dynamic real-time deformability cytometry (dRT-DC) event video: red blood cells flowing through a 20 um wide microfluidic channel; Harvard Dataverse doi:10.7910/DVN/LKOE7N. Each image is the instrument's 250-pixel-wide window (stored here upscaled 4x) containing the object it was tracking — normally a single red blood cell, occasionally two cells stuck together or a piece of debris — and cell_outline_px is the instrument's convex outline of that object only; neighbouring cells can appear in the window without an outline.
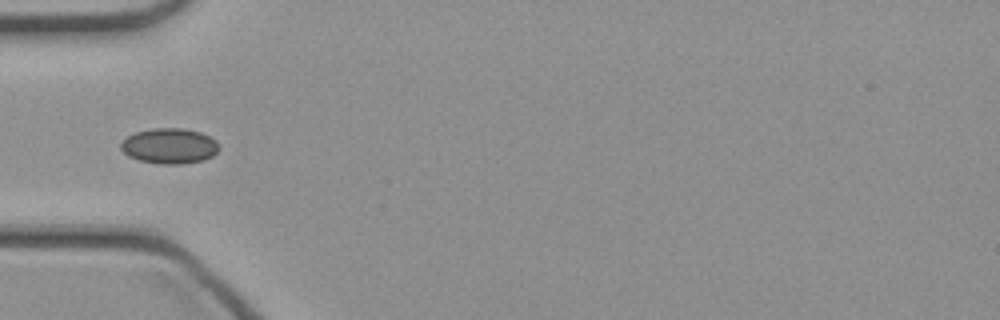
{"species": "common noctule bat (a hibernating species)", "species_latin": "Nyctalus noctula", "temperature_condition": "cold", "stored_images_in_passage": 33, "camera_frame_rate_fps": 3000, "um_per_image_px": 0.085, "animal": {"sex": "female", "body_mass_g": 21.9}, "frame": {"image": 1, "passage_image": 1, "time_ms": 0.0, "image_size_px": [1000, 320], "cell_outline_px": [[220, 148], [212, 156], [204, 160], [184, 164], [160, 164], [140, 160], [128, 156], [120, 148], [120, 144], [128, 136], [136, 132], [152, 128], [184, 128], [200, 132], [216, 140]], "centroid_in_image_um": [14.42, 12.41], "position_along_channel_um": 70.6, "area_um2": 20.29}}
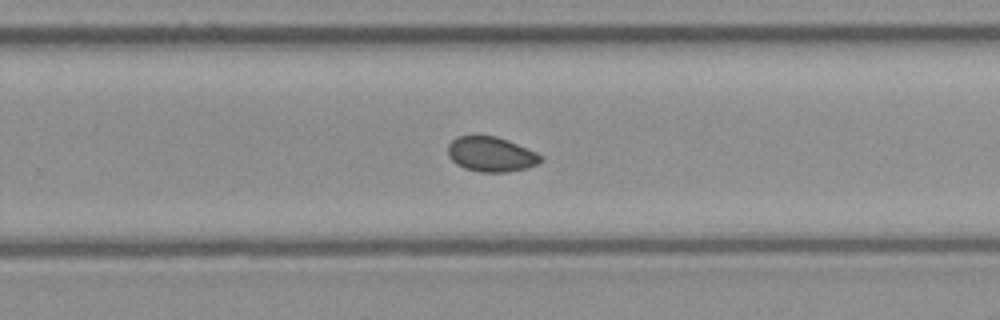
{"frame": {"image": 2, "passage_image": 16, "time_ms": 5.0, "image_size_px": [1000, 320], "cell_outline_px": [[544, 160], [528, 168], [508, 172], [480, 172], [464, 168], [456, 164], [448, 156], [448, 144], [456, 136], [496, 136], [508, 140], [536, 152], [544, 156]], "centroid_in_image_um": [41.75, 13.12], "position_along_channel_um": 288.0, "area_um2": 19.02}}
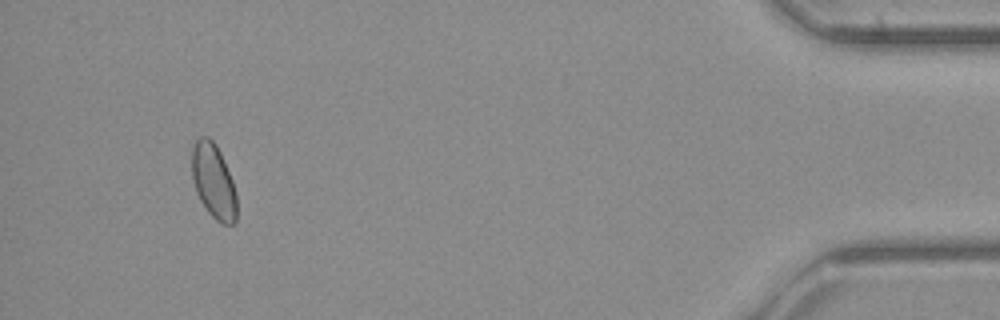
{"frame": {"image": 3, "passage_image": 30, "time_ms": 9.667, "image_size_px": [1000, 320], "cell_outline_px": [[236, 220], [232, 224], [224, 224], [216, 220], [208, 212], [200, 200], [196, 192], [192, 176], [192, 148], [196, 140], [200, 136], [208, 136], [216, 144], [220, 152], [232, 180], [236, 192]], "centroid_in_image_um": [18.14, 15.39], "position_along_channel_um": 417.1, "area_um2": 19.42}}